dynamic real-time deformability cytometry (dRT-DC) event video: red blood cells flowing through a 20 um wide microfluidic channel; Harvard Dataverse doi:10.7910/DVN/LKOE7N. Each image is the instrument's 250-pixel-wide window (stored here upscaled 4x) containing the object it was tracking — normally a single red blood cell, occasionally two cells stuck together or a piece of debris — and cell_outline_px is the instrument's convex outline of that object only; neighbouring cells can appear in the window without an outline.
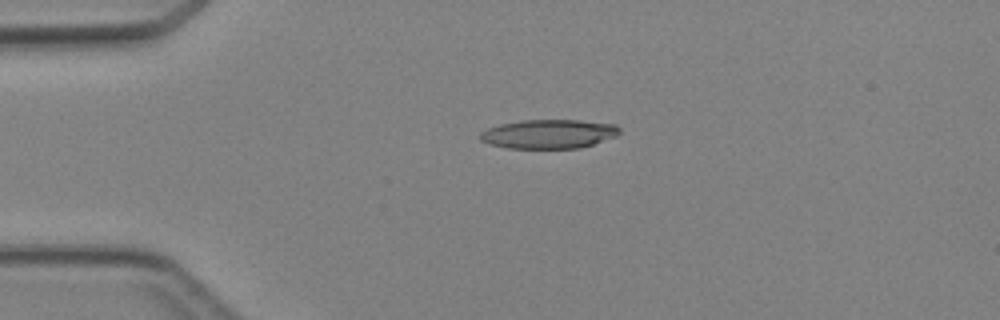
{"species": "Egyptian fruit bat (a non-hibernating species)", "species_latin": "Rousettus aegyptiacus", "temperature_condition": "cold", "stored_images_in_passage": 3, "camera_frame_rate_fps": 3000, "um_per_image_px": 0.085, "animal": {"sex": "female"}, "frame": {"image": 1, "passage_image": 2, "time_ms": 1.333, "image_size_px": [1000, 320], "cell_outline_px": [[620, 132], [616, 136], [580, 148], [508, 148], [488, 144], [480, 140], [480, 132], [488, 128], [500, 124], [524, 120], [580, 120], [616, 124], [620, 128]], "centroid_in_image_um": [46.64, 11.38], "position_along_channel_um": 38.4, "area_um2": 23.58}}